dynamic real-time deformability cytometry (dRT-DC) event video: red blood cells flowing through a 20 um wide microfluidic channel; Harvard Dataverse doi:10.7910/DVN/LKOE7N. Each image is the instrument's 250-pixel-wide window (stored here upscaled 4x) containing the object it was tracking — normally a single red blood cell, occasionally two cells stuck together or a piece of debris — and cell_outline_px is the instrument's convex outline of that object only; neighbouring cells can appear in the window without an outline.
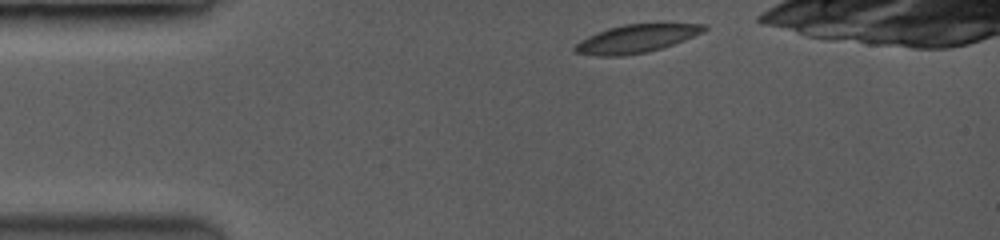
{"species": "common noctule bat (a hibernating species)", "species_latin": "Nyctalus noctula", "temperature_condition": "room temperature", "stored_images_in_passage": 20, "camera_frame_rate_fps": 3500, "um_per_image_px": 0.085, "animal": {"sex": "female", "body_mass_g": 19.0, "forearm_length_mm": 53.3}, "frame": {"image": 1, "passage_image": 1, "time_ms": 0.0, "image_size_px": [1000, 240], "cell_outline_px": [[708, 28], [692, 36], [672, 44], [660, 48], [644, 52], [620, 56], [600, 56], [576, 52], [572, 48], [576, 44], [588, 36], [608, 28], [624, 24], [704, 24]], "centroid_in_image_um": [54.02, 3.28], "position_along_channel_um": 31.0, "area_um2": 20.46}}
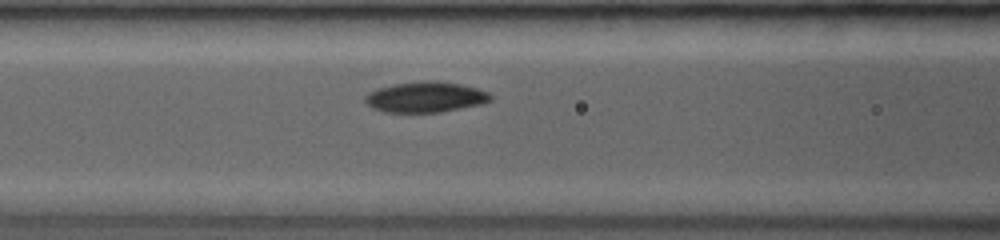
{"frame": {"image": 2, "passage_image": 11, "time_ms": 3.714, "image_size_px": [1000, 240], "cell_outline_px": [[492, 100], [476, 104], [440, 112], [384, 112], [368, 104], [364, 100], [372, 92], [380, 88], [396, 84], [420, 80], [436, 80], [460, 84], [476, 88], [488, 92], [492, 96]], "centroid_in_image_um": [36.2, 8.23], "position_along_channel_um": 130.4, "area_um2": 21.79}}
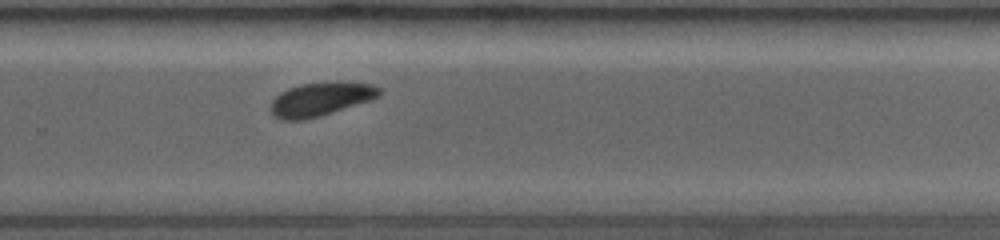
{"frame": {"image": 3, "passage_image": 20, "time_ms": 8.0, "image_size_px": [1000, 240], "cell_outline_px": [[380, 96], [372, 100], [320, 116], [304, 120], [280, 120], [272, 112], [272, 100], [276, 96], [288, 88], [304, 84], [372, 84], [380, 88]], "centroid_in_image_um": [27.25, 8.48], "position_along_channel_um": 302.6, "area_um2": 20.4}}